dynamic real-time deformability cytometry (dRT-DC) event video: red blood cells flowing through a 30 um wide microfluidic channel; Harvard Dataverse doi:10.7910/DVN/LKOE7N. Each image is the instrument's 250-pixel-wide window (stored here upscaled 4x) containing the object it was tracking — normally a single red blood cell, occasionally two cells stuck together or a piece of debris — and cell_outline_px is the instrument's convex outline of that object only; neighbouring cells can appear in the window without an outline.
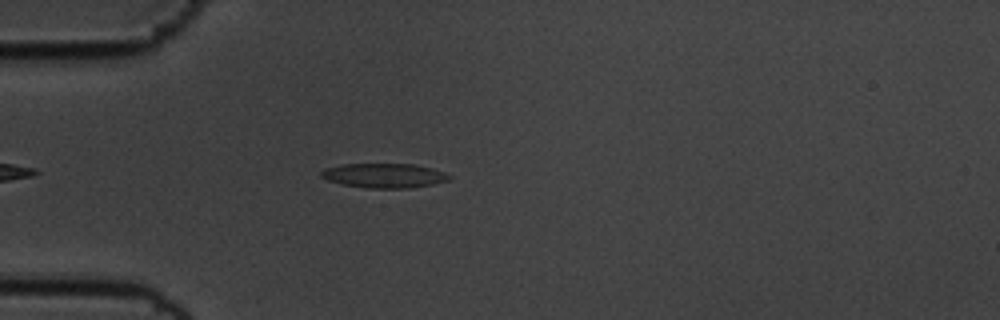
{"species": "common noctule bat (a hibernating species)", "species_latin": "Nyctalus noctula", "temperature_condition": "cold", "stored_images_in_passage": 43, "camera_frame_rate_fps": 3000, "um_per_image_px": 0.085, "animal": {"sex": "male", "body_mass_g": 19.5, "forearm_length_mm": 54.6}, "frame": {"image": 1, "passage_image": 7, "time_ms": 2.0, "image_size_px": [1000, 320], "cell_outline_px": [[452, 176], [448, 180], [432, 184], [408, 188], [368, 188], [340, 184], [328, 180], [320, 176], [320, 172], [324, 168], [344, 164], [416, 164], [432, 168], [444, 172]], "centroid_in_image_um": [32.64, 14.92], "position_along_channel_um": 52.4, "area_um2": 18.26}}
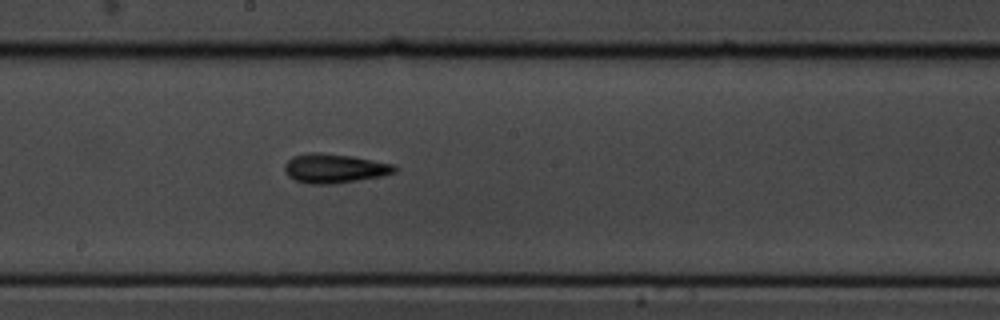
{"frame": {"image": 2, "passage_image": 22, "time_ms": 7.0, "image_size_px": [1000, 320], "cell_outline_px": [[396, 172], [380, 176], [332, 184], [312, 184], [296, 180], [288, 176], [284, 168], [284, 164], [292, 156], [312, 152], [320, 152], [352, 156], [396, 164]], "centroid_in_image_um": [28.42, 14.3], "position_along_channel_um": 219.8, "area_um2": 18.67}}
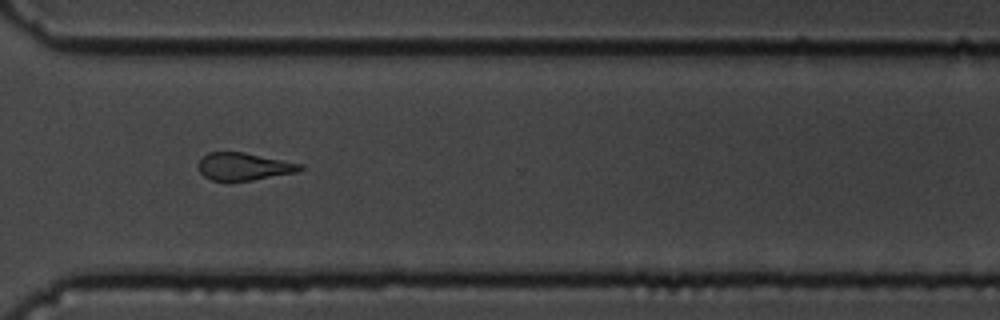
{"frame": {"image": 3, "passage_image": 33, "time_ms": 10.667, "image_size_px": [1000, 320], "cell_outline_px": [[304, 168], [296, 172], [252, 180], [212, 180], [204, 176], [200, 172], [200, 160], [208, 152], [244, 152], [304, 164]], "centroid_in_image_um": [20.77, 14.14], "position_along_channel_um": 349.8, "area_um2": 16.07}, "authors_computed_cell_mechanics": {"area_um2": 17.6868, "velocity_mm_per_s": 3.5564, "shape_relaxation_time_tau1_ms": 4.151, "shape_relaxation_time_tau2_ms": 3.8417, "deformation_change_tau1": 0.1183, "deformation_change_tau2": 0.1329}}